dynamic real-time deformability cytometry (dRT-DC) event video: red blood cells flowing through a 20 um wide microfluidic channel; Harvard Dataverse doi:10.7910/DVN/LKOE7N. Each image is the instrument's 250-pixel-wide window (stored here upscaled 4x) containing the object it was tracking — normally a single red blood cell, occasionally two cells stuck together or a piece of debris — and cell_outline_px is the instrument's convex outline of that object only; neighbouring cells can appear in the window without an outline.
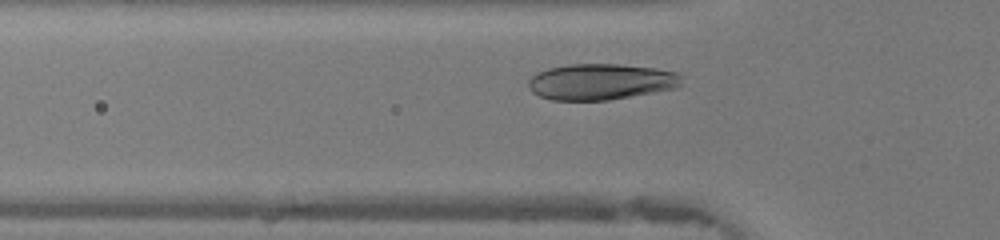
{"species": "human", "species_latin": "Homo sapiens", "temperature_condition": "warm", "stored_images_in_passage": 28, "camera_frame_rate_fps": 3000, "um_per_image_px": 0.085, "donor": {"sex": "female"}, "frame": {"image": 1, "passage_image": 6, "time_ms": 1.667, "image_size_px": [1000, 240], "cell_outline_px": [[684, 84], [676, 88], [608, 100], [552, 100], [540, 96], [532, 92], [528, 84], [528, 80], [536, 72], [548, 68], [568, 64], [616, 64], [656, 68], [680, 72], [684, 76]], "centroid_in_image_um": [51.13, 6.94], "position_along_channel_um": 74.7, "area_um2": 32.54}}
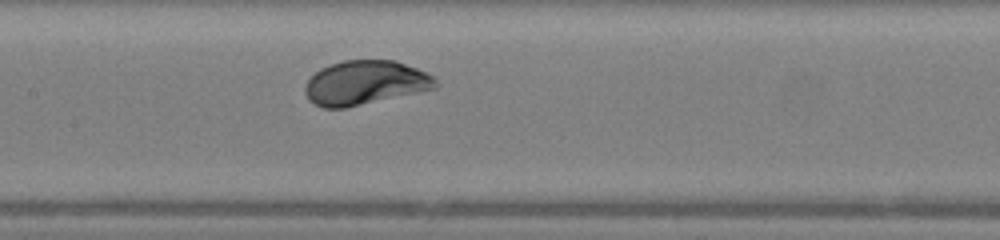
{"frame": {"image": 2, "passage_image": 13, "time_ms": 4.0, "image_size_px": [1000, 240], "cell_outline_px": [[436, 88], [420, 92], [344, 108], [324, 108], [308, 100], [304, 92], [304, 88], [308, 80], [320, 68], [328, 64], [344, 60], [396, 60], [436, 76]], "centroid_in_image_um": [31.03, 7.03], "position_along_channel_um": 176.4, "area_um2": 33.7}}
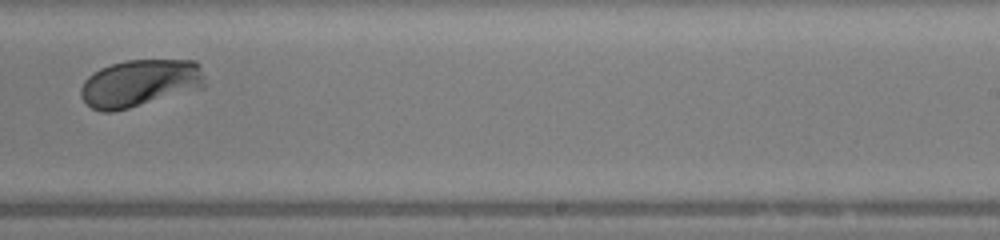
{"frame": {"image": 3, "passage_image": 20, "time_ms": 6.333, "image_size_px": [1000, 240], "cell_outline_px": [[204, 88], [128, 108], [112, 112], [100, 112], [92, 108], [80, 96], [80, 88], [84, 80], [92, 72], [100, 68], [124, 60], [196, 60], [200, 64], [204, 80]], "centroid_in_image_um": [11.88, 7.06], "position_along_channel_um": 277.1, "area_um2": 34.39}, "authors_computed_cell_mechanics": {"area_um2": 33.524, "velocity_mm_per_s": 4.331, "shape_relaxation_time_tau1_ms": 1.3067, "shape_relaxation_time_tau2_ms": null, "deformation_change_tau1": 0.1281, "deformation_change_tau2": null}}